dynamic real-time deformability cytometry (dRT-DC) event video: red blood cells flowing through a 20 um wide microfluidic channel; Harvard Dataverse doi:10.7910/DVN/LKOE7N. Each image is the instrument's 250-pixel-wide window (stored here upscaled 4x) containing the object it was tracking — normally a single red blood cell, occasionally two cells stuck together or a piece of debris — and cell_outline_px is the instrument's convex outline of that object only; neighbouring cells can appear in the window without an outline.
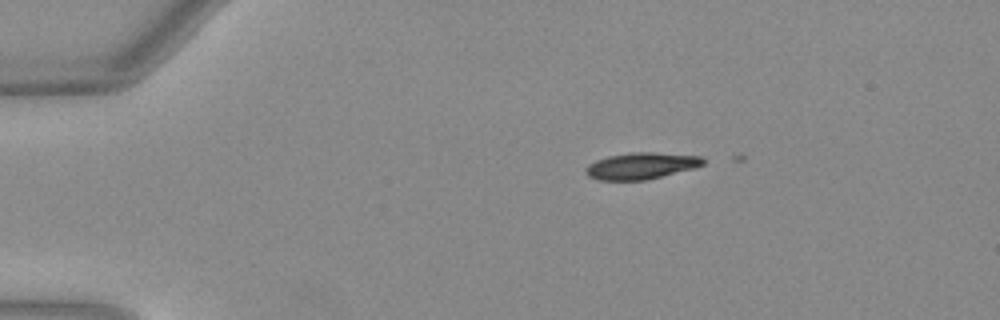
{"species": "Egyptian fruit bat (a non-hibernating species)", "species_latin": "Rousettus aegyptiacus", "temperature_condition": "warm", "stored_images_in_passage": 2, "camera_frame_rate_fps": 3000, "um_per_image_px": 0.085, "animal": {"sex": "female"}, "frame": {"image": 1, "passage_image": 1, "time_ms": 0.0, "image_size_px": [1000, 320], "cell_outline_px": [[704, 164], [692, 168], [644, 180], [600, 180], [588, 176], [584, 168], [588, 164], [596, 160], [608, 156], [632, 152], [656, 152], [700, 156], [704, 160]], "centroid_in_image_um": [54.45, 14.08], "position_along_channel_um": 30.5, "area_um2": 17.92}}